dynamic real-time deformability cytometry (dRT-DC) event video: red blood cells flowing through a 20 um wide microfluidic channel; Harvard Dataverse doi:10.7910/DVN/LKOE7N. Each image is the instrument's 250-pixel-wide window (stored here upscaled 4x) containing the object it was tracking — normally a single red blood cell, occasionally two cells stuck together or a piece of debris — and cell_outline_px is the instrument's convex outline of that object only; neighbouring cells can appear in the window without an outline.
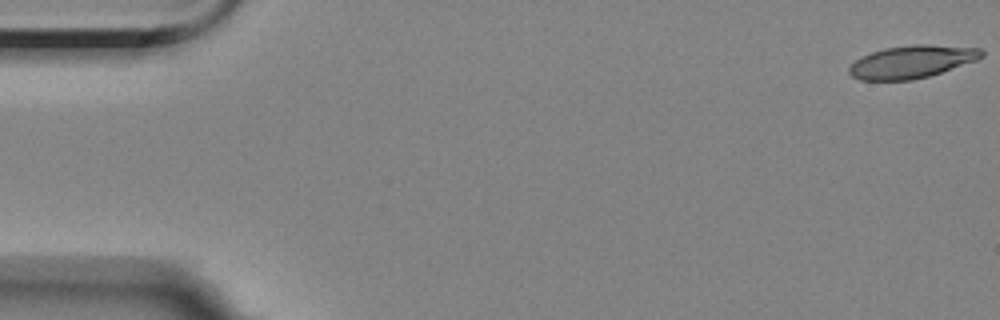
{"species": "Egyptian fruit bat (a non-hibernating species)", "species_latin": "Rousettus aegyptiacus", "temperature_condition": "room temperature", "stored_images_in_passage": 6, "camera_frame_rate_fps": 3000, "um_per_image_px": 0.085, "animal": {"sex": "female"}, "frame": {"image": 1, "passage_image": 1, "time_ms": 0.0, "image_size_px": [1000, 320], "cell_outline_px": [[984, 56], [976, 60], [928, 76], [912, 80], [860, 80], [852, 76], [848, 72], [848, 68], [856, 60], [872, 52], [884, 48], [916, 44], [928, 44], [980, 48], [984, 52]], "centroid_in_image_um": [77.5, 5.24], "position_along_channel_um": 7.5, "area_um2": 24.97}}
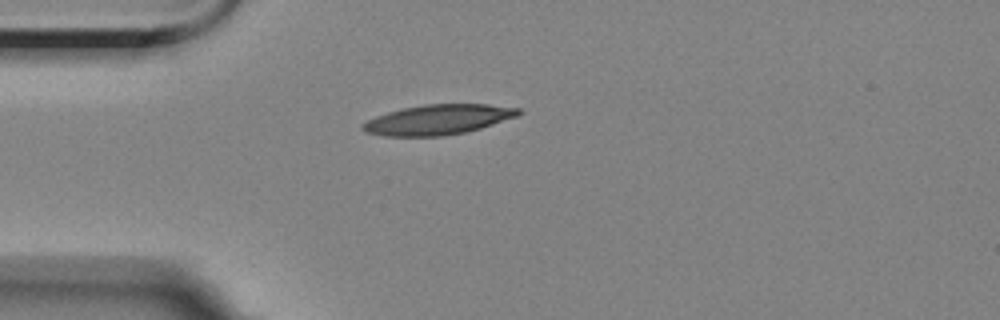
{"frame": {"image": 2, "passage_image": 5, "time_ms": 4.667, "image_size_px": [1000, 320], "cell_outline_px": [[524, 112], [516, 116], [480, 128], [464, 132], [440, 136], [384, 136], [364, 132], [360, 128], [360, 124], [376, 116], [388, 112], [404, 108], [424, 104], [488, 104], [520, 108]], "centroid_in_image_um": [37.2, 10.16], "position_along_channel_um": 47.8, "area_um2": 27.17}}